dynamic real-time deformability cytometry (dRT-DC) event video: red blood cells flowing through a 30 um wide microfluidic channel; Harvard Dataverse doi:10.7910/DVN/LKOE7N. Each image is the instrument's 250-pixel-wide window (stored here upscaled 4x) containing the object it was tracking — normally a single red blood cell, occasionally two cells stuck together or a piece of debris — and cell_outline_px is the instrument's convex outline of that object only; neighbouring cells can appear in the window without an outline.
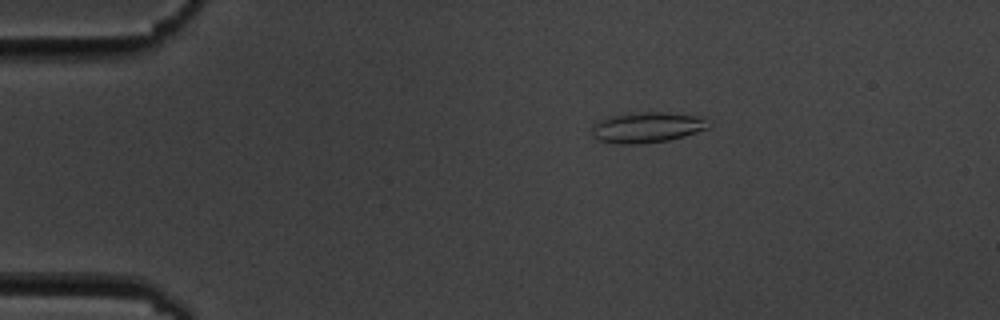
{"species": "common noctule bat (a hibernating species)", "species_latin": "Nyctalus noctula", "temperature_condition": "cold", "stored_images_in_passage": 6, "camera_frame_rate_fps": 3000, "um_per_image_px": 0.085, "animal": {"sex": "male", "body_mass_g": 19.5, "forearm_length_mm": 54.6}, "frame": {"image": 1, "passage_image": 3, "time_ms": 3.0, "image_size_px": [1000, 320], "cell_outline_px": [[708, 128], [684, 136], [668, 140], [636, 144], [620, 144], [600, 140], [592, 136], [592, 124], [608, 116], [632, 112], [668, 112], [704, 116]], "centroid_in_image_um": [54.97, 10.81], "position_along_channel_um": 30.0, "area_um2": 20.87}}
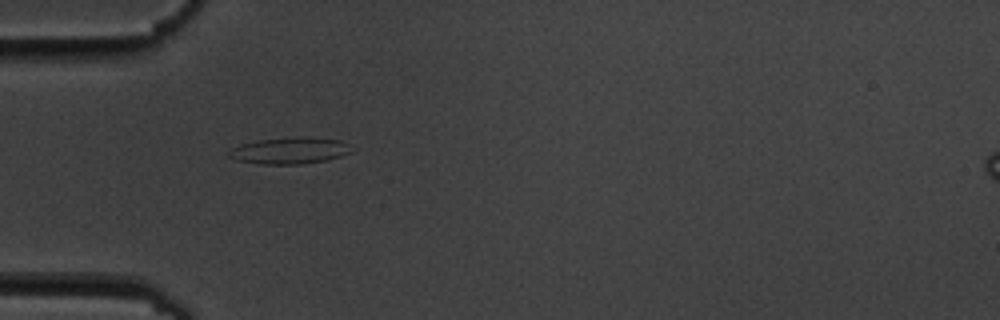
{"frame": {"image": 2, "passage_image": 5, "time_ms": 5.333, "image_size_px": [1000, 320], "cell_outline_px": [[356, 148], [352, 152], [328, 160], [300, 164], [260, 164], [236, 160], [228, 156], [228, 152], [232, 148], [240, 144], [260, 140], [300, 136], [308, 136], [340, 140]], "centroid_in_image_um": [24.68, 12.79], "position_along_channel_um": 60.3, "area_um2": 19.19}}